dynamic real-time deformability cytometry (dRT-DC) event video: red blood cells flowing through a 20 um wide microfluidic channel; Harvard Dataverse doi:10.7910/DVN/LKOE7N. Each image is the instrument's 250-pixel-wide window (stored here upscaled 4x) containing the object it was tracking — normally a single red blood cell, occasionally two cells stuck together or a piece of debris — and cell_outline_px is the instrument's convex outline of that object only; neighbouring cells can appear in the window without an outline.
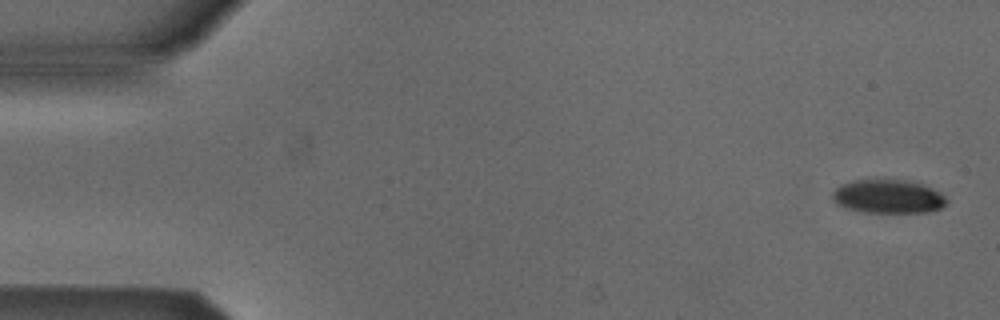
{"species": "Egyptian fruit bat (a non-hibernating species)", "species_latin": "Rousettus aegyptiacus", "temperature_condition": "cold", "stored_images_in_passage": 4, "camera_frame_rate_fps": 3000, "um_per_image_px": 0.085, "animal": {"sex": "male"}, "frame": {"image": 1, "passage_image": 1, "time_ms": 0.0, "image_size_px": [1000, 320], "cell_outline_px": [[948, 200], [940, 208], [928, 212], [864, 212], [848, 208], [836, 204], [832, 200], [832, 192], [840, 184], [852, 180], [904, 180], [920, 184], [940, 192]], "centroid_in_image_um": [75.44, 16.7], "position_along_channel_um": 9.6, "area_um2": 22.2}}